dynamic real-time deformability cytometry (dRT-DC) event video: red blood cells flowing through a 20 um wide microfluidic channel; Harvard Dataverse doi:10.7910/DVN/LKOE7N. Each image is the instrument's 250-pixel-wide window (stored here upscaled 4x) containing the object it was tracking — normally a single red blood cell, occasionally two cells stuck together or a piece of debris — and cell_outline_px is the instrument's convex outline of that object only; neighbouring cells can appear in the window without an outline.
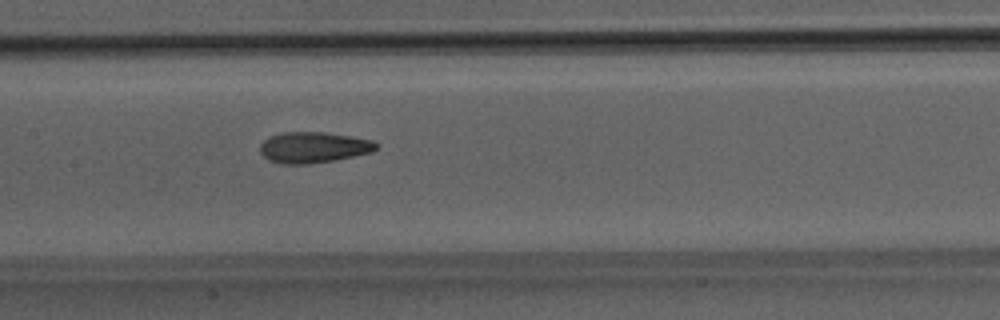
{"species": "Egyptian fruit bat (a non-hibernating species)", "species_latin": "Rousettus aegyptiacus", "temperature_condition": "room temperature", "stored_images_in_passage": 30, "camera_frame_rate_fps": 3000, "um_per_image_px": 0.085, "animal": {"sex": "male"}, "frame": {"image": 1, "passage_image": 17, "time_ms": 5.333, "image_size_px": [1000, 320], "cell_outline_px": [[380, 144], [372, 152], [332, 160], [308, 164], [280, 164], [268, 160], [260, 152], [260, 144], [268, 136], [284, 132], [324, 132], [352, 136], [372, 140]], "centroid_in_image_um": [26.62, 12.52], "position_along_channel_um": 180.8, "area_um2": 20.98}}